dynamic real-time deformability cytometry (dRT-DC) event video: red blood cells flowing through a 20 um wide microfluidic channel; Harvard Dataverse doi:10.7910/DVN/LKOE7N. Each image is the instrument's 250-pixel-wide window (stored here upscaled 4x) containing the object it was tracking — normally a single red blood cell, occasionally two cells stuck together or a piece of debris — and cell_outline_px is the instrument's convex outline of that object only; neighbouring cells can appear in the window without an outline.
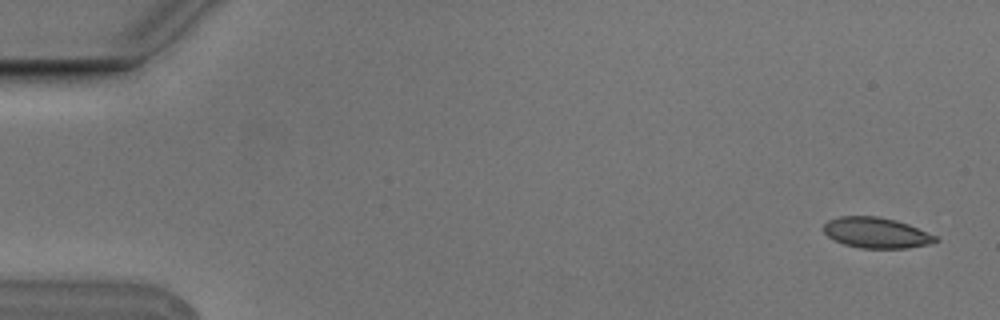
{"species": "Egyptian fruit bat (a non-hibernating species)", "species_latin": "Rousettus aegyptiacus", "temperature_condition": "cold", "stored_images_in_passage": 6, "segment_of_instrument_passage": [1, 2], "camera_frame_rate_fps": 3000, "um_per_image_px": 0.085, "animal": {"sex": "male"}, "frame": {"image": 1, "passage_image": 1, "time_ms": 0.0, "image_size_px": [1000, 320], "cell_outline_px": [[940, 240], [928, 244], [908, 248], [860, 248], [844, 244], [828, 236], [824, 232], [824, 224], [828, 220], [840, 216], [876, 216], [896, 220], [908, 224], [936, 236]], "centroid_in_image_um": [74.48, 19.78], "position_along_channel_um": 10.5, "area_um2": 19.83}}